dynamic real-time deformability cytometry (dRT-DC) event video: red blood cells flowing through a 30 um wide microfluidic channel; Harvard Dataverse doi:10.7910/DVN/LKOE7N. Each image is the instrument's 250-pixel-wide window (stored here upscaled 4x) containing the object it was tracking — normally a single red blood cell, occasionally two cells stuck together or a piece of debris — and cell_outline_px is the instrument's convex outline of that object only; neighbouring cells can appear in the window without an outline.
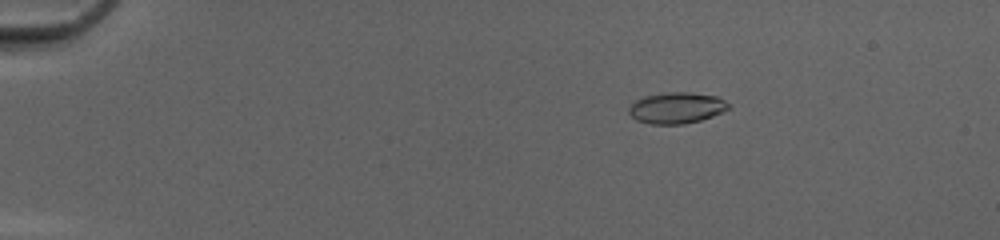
{"species": "common noctule bat (a hibernating species)", "species_latin": "Nyctalus noctula", "temperature_condition": "cold", "stored_images_in_passage": 51, "camera_frame_rate_fps": 3000, "um_per_image_px": 0.085, "animal": {"sex": "female", "body_mass_g": 20.0, "forearm_length_mm": 54.0}, "frame": {"image": 1, "passage_image": 10, "time_ms": 3.0, "image_size_px": [1000, 240], "cell_outline_px": [[732, 108], [724, 112], [700, 120], [684, 124], [652, 124], [636, 120], [628, 112], [628, 108], [636, 100], [644, 96], [668, 92], [692, 92], [716, 96], [732, 104]], "centroid_in_image_um": [57.56, 9.16], "position_along_channel_um": 27.4, "area_um2": 18.26}}
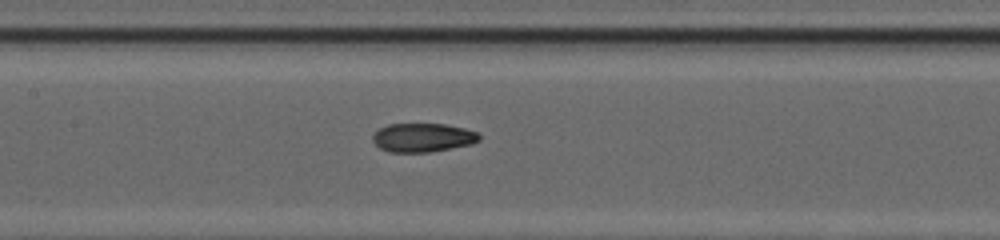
{"frame": {"image": 2, "passage_image": 27, "time_ms": 8.667, "image_size_px": [1000, 240], "cell_outline_px": [[480, 140], [472, 144], [428, 152], [388, 152], [380, 148], [372, 140], [372, 136], [380, 128], [388, 124], [444, 124], [464, 128], [480, 132]], "centroid_in_image_um": [35.95, 11.69], "position_along_channel_um": 171.4, "area_um2": 17.86}}
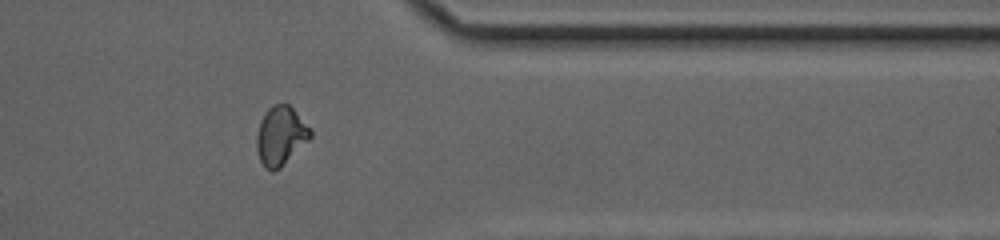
{"frame": {"image": 3, "passage_image": 43, "time_ms": 14.0, "image_size_px": [1000, 240], "cell_outline_px": [[312, 136], [280, 168], [272, 172], [264, 168], [260, 160], [256, 148], [256, 136], [260, 120], [264, 112], [272, 104], [288, 104], [292, 108], [312, 132]], "centroid_in_image_um": [23.81, 11.55], "position_along_channel_um": 387.6, "area_um2": 18.26}, "authors_computed_cell_mechanics": {"area_um2": 17.9758, "velocity_mm_per_s": 4.1946, "shape_relaxation_time_tau1_ms": null, "shape_relaxation_time_tau2_ms": 1.2569, "deformation_change_tau1": null, "deformation_change_tau2": 0.0597}}